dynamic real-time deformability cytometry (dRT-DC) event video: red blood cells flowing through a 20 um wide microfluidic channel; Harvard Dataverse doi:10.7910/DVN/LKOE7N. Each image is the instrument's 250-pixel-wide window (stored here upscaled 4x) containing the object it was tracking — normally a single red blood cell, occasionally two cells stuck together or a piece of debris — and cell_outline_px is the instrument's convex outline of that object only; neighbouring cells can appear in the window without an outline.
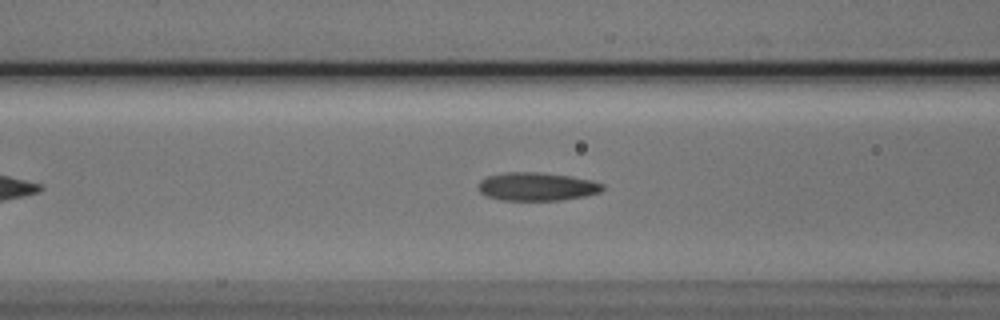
{"species": "Egyptian fruit bat (a non-hibernating species)", "species_latin": "Rousettus aegyptiacus", "temperature_condition": "cold", "stored_images_in_passage": 35, "camera_frame_rate_fps": 3000, "um_per_image_px": 0.085, "animal": {"sex": "male"}, "frame": {"image": 1, "passage_image": 13, "time_ms": 4.0, "image_size_px": [1000, 320], "cell_outline_px": [[604, 188], [600, 192], [584, 196], [560, 200], [500, 200], [484, 196], [476, 188], [480, 180], [488, 176], [504, 172], [540, 172], [572, 176], [592, 180], [604, 184]], "centroid_in_image_um": [45.6, 15.85], "position_along_channel_um": 121.0, "area_um2": 20.75}}
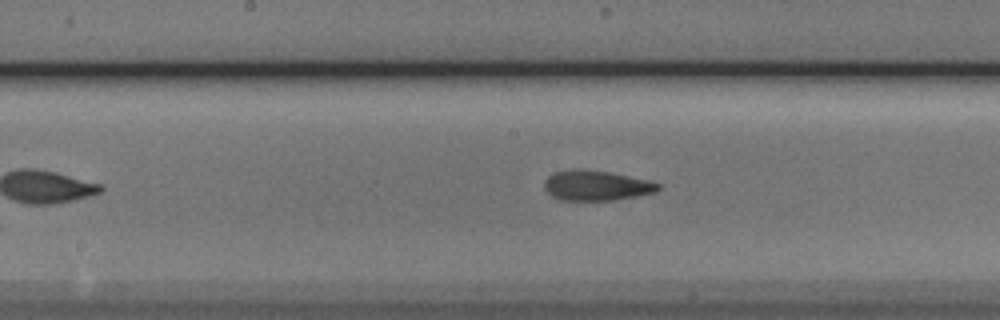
{"frame": {"image": 2, "passage_image": 19, "time_ms": 6.0, "image_size_px": [1000, 320], "cell_outline_px": [[660, 188], [656, 192], [636, 196], [612, 200], [560, 200], [552, 196], [544, 188], [544, 180], [548, 176], [556, 172], [568, 168], [584, 168], [608, 172], [648, 180], [660, 184]], "centroid_in_image_um": [50.65, 15.75], "position_along_channel_um": 197.6, "area_um2": 20.06}}
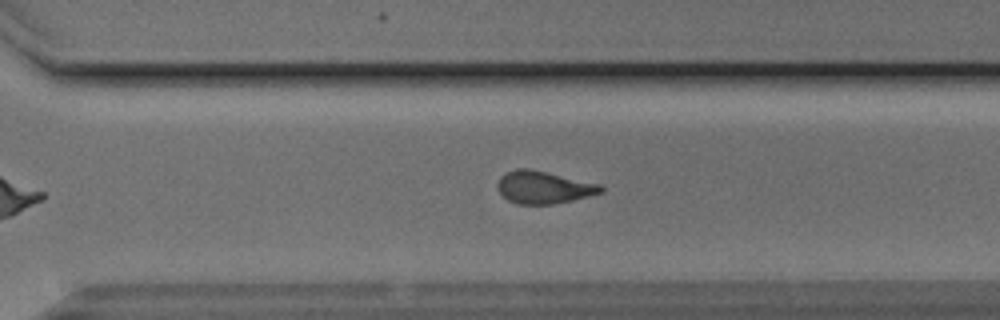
{"frame": {"image": 3, "passage_image": 29, "time_ms": 9.333, "image_size_px": [1000, 320], "cell_outline_px": [[604, 192], [572, 200], [552, 204], [516, 204], [508, 200], [496, 188], [496, 184], [500, 176], [504, 172], [520, 168], [528, 168], [600, 184], [604, 188]], "centroid_in_image_um": [46.18, 15.92], "position_along_channel_um": 324.4, "area_um2": 19.54}}